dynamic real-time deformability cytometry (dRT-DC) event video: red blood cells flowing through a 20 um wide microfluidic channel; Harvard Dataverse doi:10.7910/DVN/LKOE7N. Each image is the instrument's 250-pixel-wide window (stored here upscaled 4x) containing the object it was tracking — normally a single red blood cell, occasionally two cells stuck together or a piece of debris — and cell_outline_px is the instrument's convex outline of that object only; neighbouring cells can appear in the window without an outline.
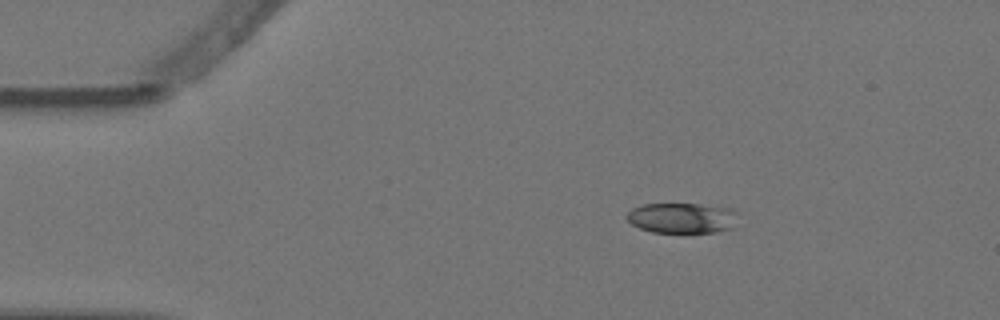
{"species": "Egyptian fruit bat (a non-hibernating species)", "species_latin": "Rousettus aegyptiacus", "temperature_condition": "warm", "stored_images_in_passage": 3, "camera_frame_rate_fps": 3000, "um_per_image_px": 0.085, "animal": {"sex": "female"}, "frame": {"image": 1, "passage_image": 1, "time_ms": 0.0, "image_size_px": [1000, 320], "cell_outline_px": [[740, 212], [732, 228], [716, 232], [652, 232], [640, 228], [632, 224], [624, 216], [632, 208], [644, 204], [700, 204], [732, 208]], "centroid_in_image_um": [58.01, 18.52], "position_along_channel_um": 27.0, "area_um2": 19.88}}
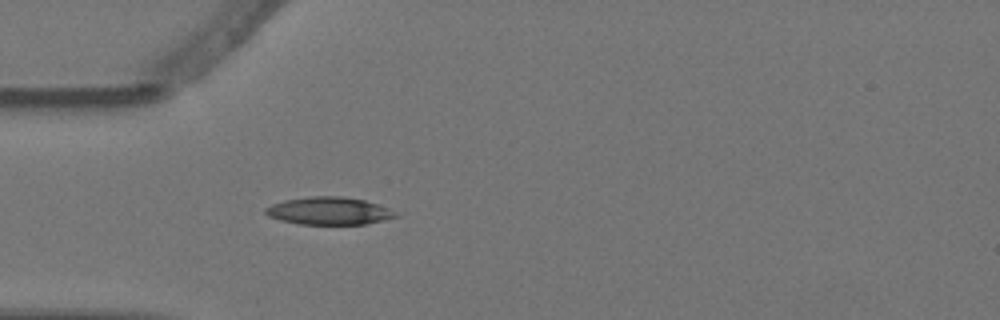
{"frame": {"image": 2, "passage_image": 3, "time_ms": 0.667, "image_size_px": [1000, 320], "cell_outline_px": [[400, 216], [384, 220], [364, 224], [300, 224], [280, 220], [268, 216], [264, 212], [264, 208], [272, 204], [284, 200], [312, 196], [340, 196], [364, 200], [400, 212]], "centroid_in_image_um": [27.98, 17.93], "position_along_channel_um": 57.0, "area_um2": 20.98}}